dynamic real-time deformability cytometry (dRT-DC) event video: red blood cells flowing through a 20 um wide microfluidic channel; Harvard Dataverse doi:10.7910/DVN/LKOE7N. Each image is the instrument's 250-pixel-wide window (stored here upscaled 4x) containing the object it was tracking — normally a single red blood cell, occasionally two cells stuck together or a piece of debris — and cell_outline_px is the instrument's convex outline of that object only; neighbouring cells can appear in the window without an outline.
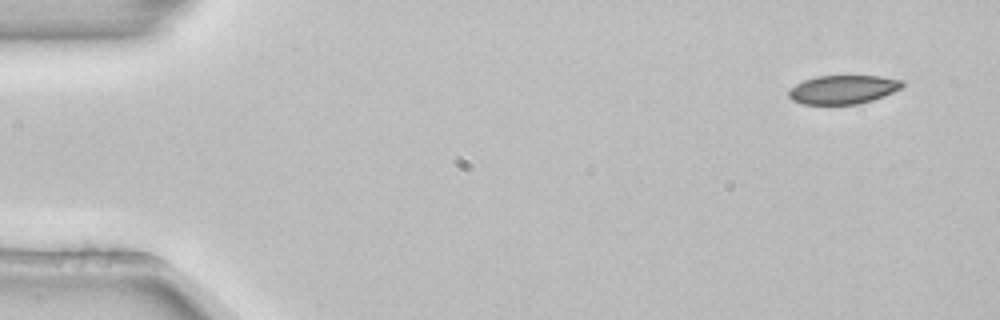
{"species": "common noctule bat (a hibernating species)", "species_latin": "Nyctalus noctula", "temperature_condition": "room temperature", "stored_images_in_passage": 4, "camera_frame_rate_fps": 3000, "um_per_image_px": 0.085, "animal": {"sex": "female", "body_mass_g": 22.7, "forearm_length_mm": 54.2}, "frame": {"image": 1, "passage_image": 1, "time_ms": 0.0, "image_size_px": [1000, 320], "cell_outline_px": [[904, 84], [900, 88], [884, 96], [872, 100], [856, 104], [804, 104], [792, 100], [788, 96], [788, 88], [804, 80], [816, 76], [880, 76], [904, 80]], "centroid_in_image_um": [71.64, 7.6], "position_along_channel_um": 13.4, "area_um2": 19.02}}
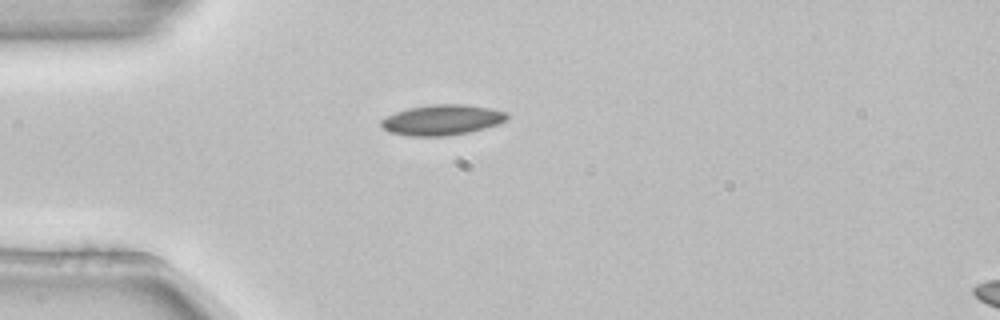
{"frame": {"image": 2, "passage_image": 4, "time_ms": 1.0, "image_size_px": [1000, 320], "cell_outline_px": [[508, 116], [504, 120], [496, 124], [484, 128], [468, 132], [444, 136], [412, 136], [388, 132], [380, 124], [380, 120], [384, 116], [408, 108], [428, 104], [464, 104], [492, 108], [504, 112]], "centroid_in_image_um": [37.51, 10.18], "position_along_channel_um": 47.5, "area_um2": 22.25}}